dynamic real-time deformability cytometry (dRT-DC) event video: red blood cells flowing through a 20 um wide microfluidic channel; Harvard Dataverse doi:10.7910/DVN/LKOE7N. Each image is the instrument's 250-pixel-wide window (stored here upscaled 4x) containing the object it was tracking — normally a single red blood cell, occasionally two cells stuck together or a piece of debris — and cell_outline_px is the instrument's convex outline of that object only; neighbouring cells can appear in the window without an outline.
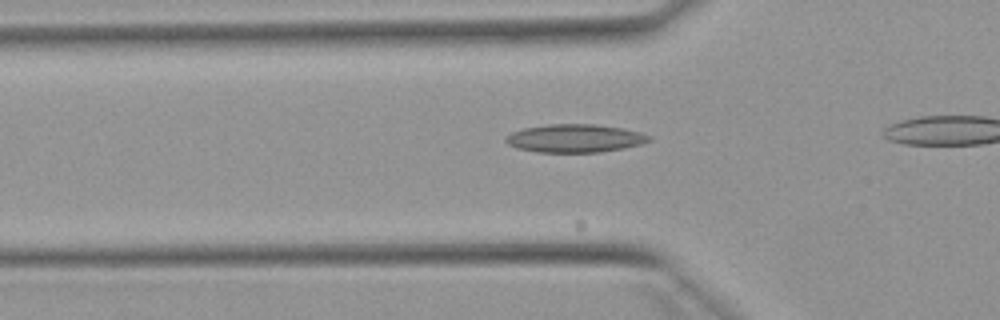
{"species": "Egyptian fruit bat (a non-hibernating species)", "species_latin": "Rousettus aegyptiacus", "temperature_condition": "warm", "stored_images_in_passage": 19, "camera_frame_rate_fps": 3000, "um_per_image_px": 0.085, "animal": {"sex": "female"}, "frame": {"image": 1, "passage_image": 3, "time_ms": 0.667, "image_size_px": [1000, 320], "cell_outline_px": [[652, 140], [640, 144], [624, 148], [600, 152], [536, 152], [516, 148], [508, 144], [504, 140], [504, 136], [512, 132], [524, 128], [548, 124], [592, 124], [624, 128], [640, 132], [652, 136]], "centroid_in_image_um": [48.86, 11.75], "position_along_channel_um": 76.9, "area_um2": 23.64}}
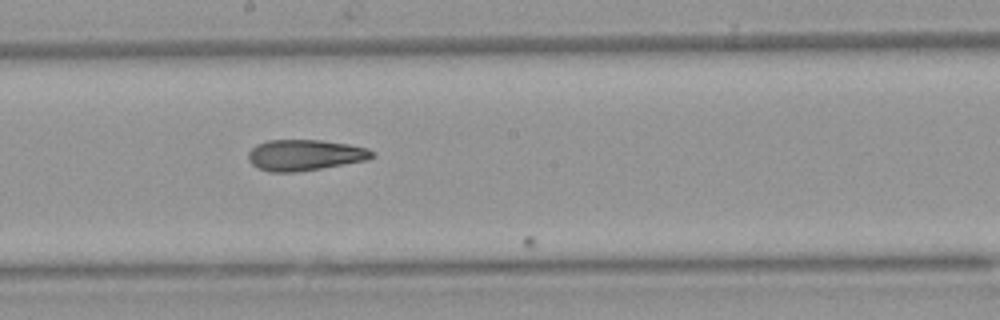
{"frame": {"image": 2, "passage_image": 18, "time_ms": 5.667, "image_size_px": [1000, 320], "cell_outline_px": [[376, 156], [368, 160], [296, 172], [268, 172], [252, 164], [248, 160], [248, 152], [256, 144], [268, 140], [320, 140], [348, 144], [368, 148]], "centroid_in_image_um": [25.9, 13.18], "position_along_channel_um": 222.3, "area_um2": 22.31}}